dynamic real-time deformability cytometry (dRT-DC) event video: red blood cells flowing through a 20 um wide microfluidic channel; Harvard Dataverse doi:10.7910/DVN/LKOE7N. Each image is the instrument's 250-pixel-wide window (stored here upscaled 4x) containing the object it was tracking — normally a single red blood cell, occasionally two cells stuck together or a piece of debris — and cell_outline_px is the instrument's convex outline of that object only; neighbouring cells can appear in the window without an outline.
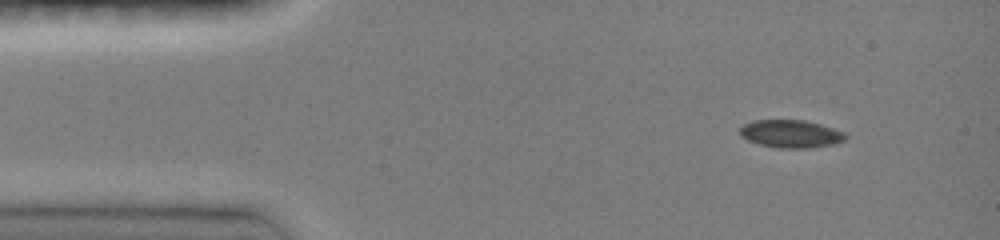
{"species": "common noctule bat (a hibernating species)", "species_latin": "Nyctalus noctula", "temperature_condition": "room temperature", "stored_images_in_passage": 42, "camera_frame_rate_fps": 3000, "um_per_image_px": 0.085, "animal": {"sex": "female", "body_mass_g": 19.0, "forearm_length_mm": 51.5}, "frame": {"image": 1, "passage_image": 1, "time_ms": 0.0, "image_size_px": [1000, 240], "cell_outline_px": [[848, 136], [844, 140], [832, 144], [808, 148], [776, 148], [760, 144], [748, 140], [740, 136], [740, 128], [744, 124], [752, 120], [804, 120], [820, 124], [844, 132]], "centroid_in_image_um": [67.2, 11.37], "position_along_channel_um": 17.8, "area_um2": 17.05}}
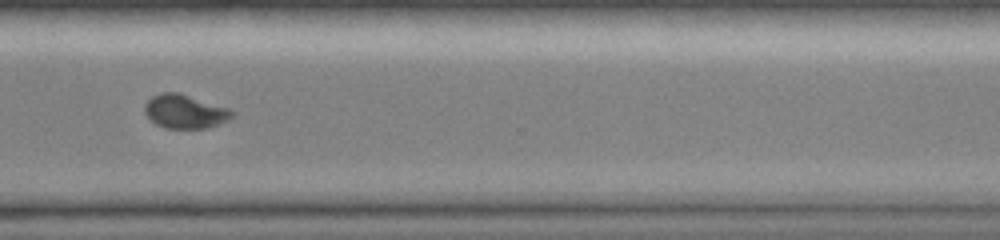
{"frame": {"image": 2, "passage_image": 31, "time_ms": 10.0, "image_size_px": [1000, 240], "cell_outline_px": [[236, 112], [228, 120], [220, 124], [208, 128], [168, 128], [156, 124], [144, 112], [144, 104], [152, 96], [160, 92], [180, 92], [228, 108]], "centroid_in_image_um": [15.73, 9.46], "position_along_channel_um": 354.9, "area_um2": 17.28}}
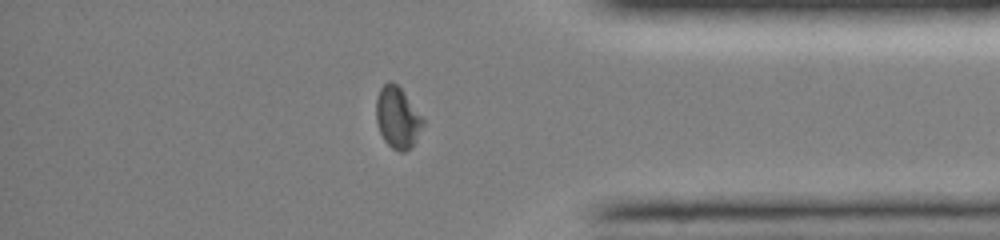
{"frame": {"image": 3, "passage_image": 35, "time_ms": 11.333, "image_size_px": [1000, 240], "cell_outline_px": [[424, 124], [412, 144], [404, 152], [400, 152], [392, 148], [384, 140], [380, 132], [376, 120], [376, 96], [380, 88], [388, 80], [392, 80], [400, 88], [424, 120]], "centroid_in_image_um": [33.75, 9.97], "position_along_channel_um": 401.5, "area_um2": 16.42}}